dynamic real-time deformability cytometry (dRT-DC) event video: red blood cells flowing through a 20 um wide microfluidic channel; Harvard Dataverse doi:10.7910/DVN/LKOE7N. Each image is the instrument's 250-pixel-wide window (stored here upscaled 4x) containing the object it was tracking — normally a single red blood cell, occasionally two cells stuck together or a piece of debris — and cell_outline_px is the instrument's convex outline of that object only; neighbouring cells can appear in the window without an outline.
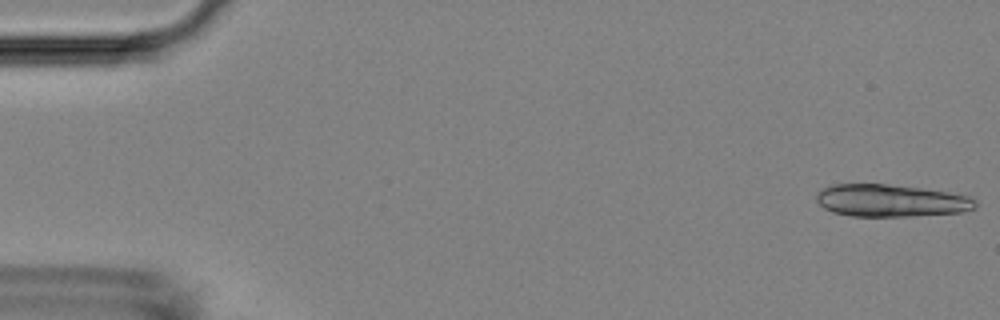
{"species": "Egyptian fruit bat (a non-hibernating species)", "species_latin": "Rousettus aegyptiacus", "temperature_condition": "room temperature", "stored_images_in_passage": 52, "segment_of_instrument_passage": [1, 2], "camera_frame_rate_fps": 3000, "um_per_image_px": 0.085, "animal": {"sex": "female"}, "frame": {"image": 1, "passage_image": 1, "time_ms": 0.0, "image_size_px": [1000, 320], "cell_outline_px": [[976, 208], [960, 212], [912, 216], [852, 216], [832, 212], [824, 208], [816, 200], [816, 192], [832, 184], [888, 184], [920, 188], [948, 192], [968, 196], [976, 200]], "centroid_in_image_um": [75.7, 17.05], "position_along_channel_um": 9.3, "area_um2": 29.88}}
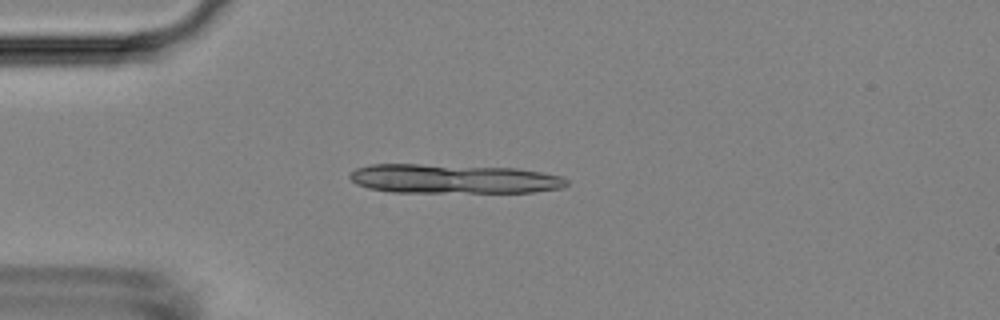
{"frame": {"image": 2, "passage_image": 13, "time_ms": 4.0, "image_size_px": [1000, 320], "cell_outline_px": [[568, 184], [564, 188], [532, 192], [392, 192], [368, 188], [356, 184], [348, 176], [348, 172], [356, 168], [372, 164], [420, 164], [516, 168], [564, 176], [568, 180]], "centroid_in_image_um": [38.54, 15.2], "position_along_channel_um": 46.5, "area_um2": 37.17}}